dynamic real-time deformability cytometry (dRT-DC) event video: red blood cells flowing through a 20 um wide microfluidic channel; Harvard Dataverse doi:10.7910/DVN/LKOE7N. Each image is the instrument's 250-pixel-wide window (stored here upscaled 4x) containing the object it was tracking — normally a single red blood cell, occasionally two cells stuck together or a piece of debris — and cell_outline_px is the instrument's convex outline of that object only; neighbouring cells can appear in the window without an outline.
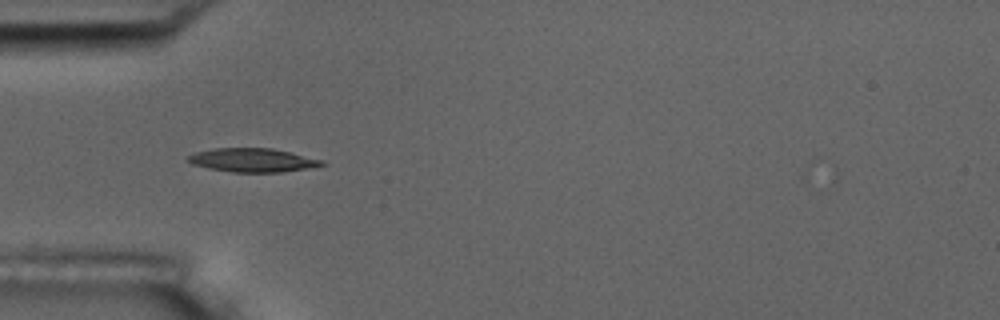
{"species": "common noctule bat (a hibernating species)", "species_latin": "Nyctalus noctula", "temperature_condition": "room temperature", "stored_images_in_passage": 6, "camera_frame_rate_fps": 3000, "um_per_image_px": 0.085, "animal": {"sex": "male", "body_mass_g": 17.5, "forearm_length_mm": 52.3}, "frame": {"image": 1, "passage_image": 5, "time_ms": 4.667, "image_size_px": [1000, 320], "cell_outline_px": [[328, 164], [280, 172], [232, 172], [208, 168], [192, 164], [184, 160], [184, 156], [196, 152], [212, 148], [272, 148], [324, 160]], "centroid_in_image_um": [21.39, 13.6], "position_along_channel_um": 63.6, "area_um2": 18.55}}